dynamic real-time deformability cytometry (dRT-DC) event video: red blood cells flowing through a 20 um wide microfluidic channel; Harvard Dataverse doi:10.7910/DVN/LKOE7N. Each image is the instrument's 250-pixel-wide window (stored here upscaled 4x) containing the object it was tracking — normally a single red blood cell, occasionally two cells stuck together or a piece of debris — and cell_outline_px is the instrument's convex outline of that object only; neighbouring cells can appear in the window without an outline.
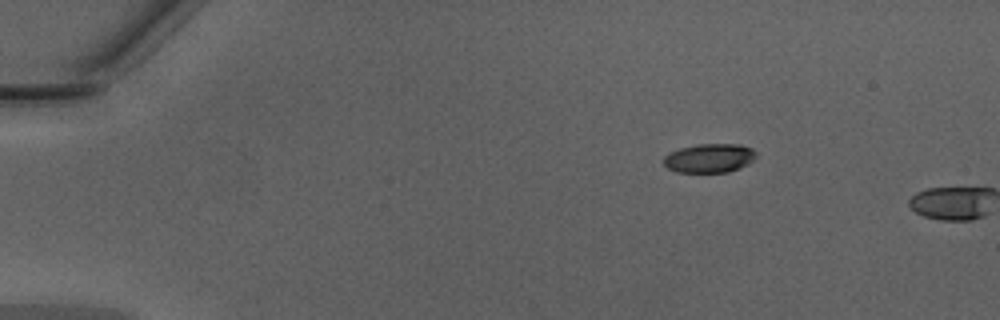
{"species": "Egyptian fruit bat (a non-hibernating species)", "species_latin": "Rousettus aegyptiacus", "temperature_condition": "warm", "stored_images_in_passage": 2, "camera_frame_rate_fps": 3000, "um_per_image_px": 0.085, "animal": {"sex": "male"}, "frame": {"image": 1, "passage_image": 1, "time_ms": 0.0, "image_size_px": [1000, 320], "cell_outline_px": [[756, 156], [748, 164], [740, 168], [728, 172], [676, 172], [668, 168], [664, 164], [664, 156], [668, 152], [680, 148], [696, 144], [740, 144], [752, 148], [756, 152]], "centroid_in_image_um": [60.29, 13.43], "position_along_channel_um": 24.7, "area_um2": 15.72}}